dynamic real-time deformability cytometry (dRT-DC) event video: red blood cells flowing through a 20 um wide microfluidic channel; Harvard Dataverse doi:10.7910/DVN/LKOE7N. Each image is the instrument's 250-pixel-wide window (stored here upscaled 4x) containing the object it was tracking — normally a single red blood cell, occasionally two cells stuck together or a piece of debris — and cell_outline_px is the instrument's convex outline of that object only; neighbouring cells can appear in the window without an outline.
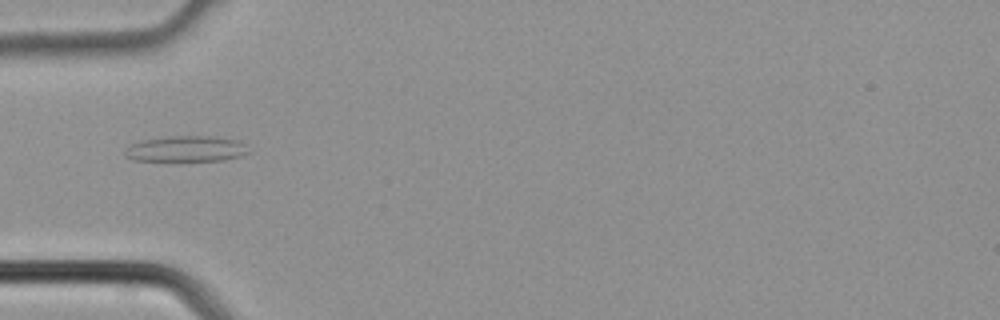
{"species": "common noctule bat (a hibernating species)", "species_latin": "Nyctalus noctula", "temperature_condition": "cold", "stored_images_in_passage": 2, "camera_frame_rate_fps": 3000, "um_per_image_px": 0.085, "animal": {"sex": "male", "body_mass_g": 21.5, "forearm_length_mm": 52.0}, "frame": {"image": 1, "passage_image": 1, "time_ms": 0.0, "image_size_px": [1000, 320], "cell_outline_px": [[248, 152], [240, 156], [224, 160], [132, 160], [124, 156], [124, 148], [128, 144], [140, 140], [168, 136], [216, 136], [240, 140], [244, 144]], "centroid_in_image_um": [15.76, 12.63], "position_along_channel_um": 69.2, "area_um2": 18.73}}
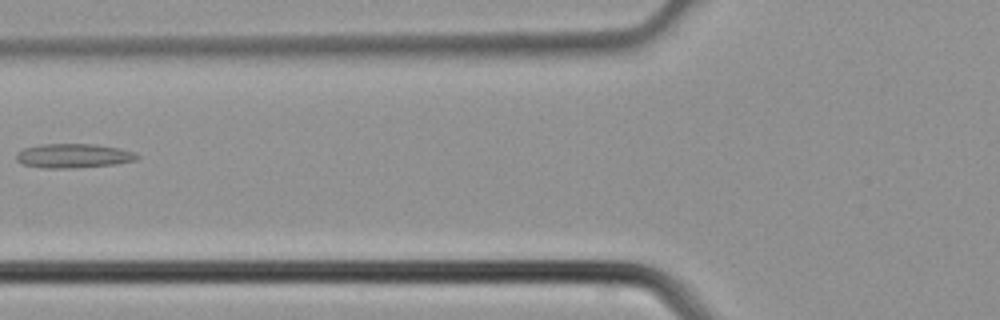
{"frame": {"image": 2, "passage_image": 2, "time_ms": 0.333, "image_size_px": [1000, 320], "cell_outline_px": [[140, 156], [136, 160], [116, 164], [68, 168], [40, 168], [20, 164], [16, 160], [16, 152], [24, 148], [40, 144], [96, 144], [120, 148], [136, 152]], "centroid_in_image_um": [6.22, 13.24], "position_along_channel_um": 119.6, "area_um2": 17.28}}